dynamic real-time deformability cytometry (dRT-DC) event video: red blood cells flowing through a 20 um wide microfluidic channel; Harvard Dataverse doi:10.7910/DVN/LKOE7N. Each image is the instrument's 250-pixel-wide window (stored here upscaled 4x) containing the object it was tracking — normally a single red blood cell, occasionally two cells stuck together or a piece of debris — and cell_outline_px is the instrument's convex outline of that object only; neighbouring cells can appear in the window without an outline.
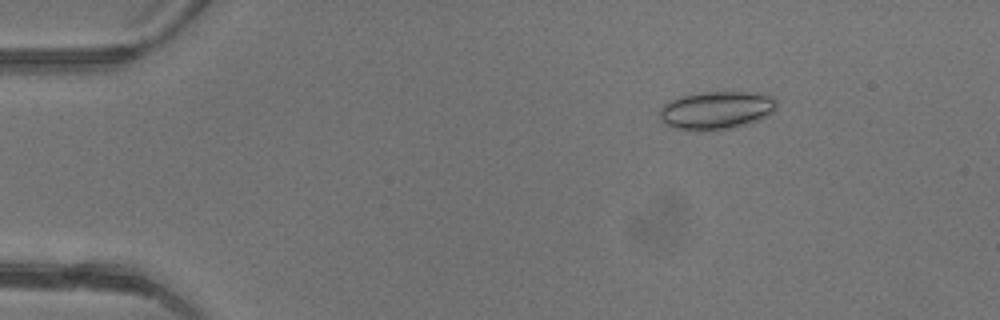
{"species": "common noctule bat (a hibernating species)", "species_latin": "Nyctalus noctula", "temperature_condition": "warm", "stored_images_in_passage": 48, "camera_frame_rate_fps": 3000, "um_per_image_px": 0.085, "animal": {"sex": "female"}, "frame": {"image": 1, "passage_image": 8, "time_ms": 2.333, "image_size_px": [1000, 320], "cell_outline_px": [[776, 108], [772, 112], [756, 120], [744, 124], [728, 128], [704, 132], [696, 132], [672, 128], [664, 124], [660, 120], [660, 108], [668, 100], [680, 96], [700, 92], [744, 92], [772, 96], [776, 100]], "centroid_in_image_um": [60.79, 9.39], "position_along_channel_um": 24.2, "area_um2": 26.07}}
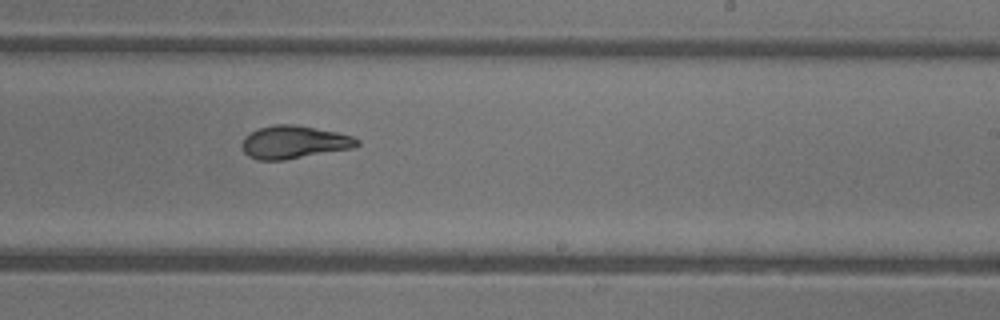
{"frame": {"image": 2, "passage_image": 30, "time_ms": 9.667, "image_size_px": [1000, 320], "cell_outline_px": [[360, 144], [356, 148], [284, 160], [260, 160], [248, 156], [244, 152], [244, 136], [260, 128], [276, 124], [296, 124], [336, 132], [352, 136], [360, 140]], "centroid_in_image_um": [25.06, 12.09], "position_along_channel_um": 263.9, "area_um2": 22.02}}
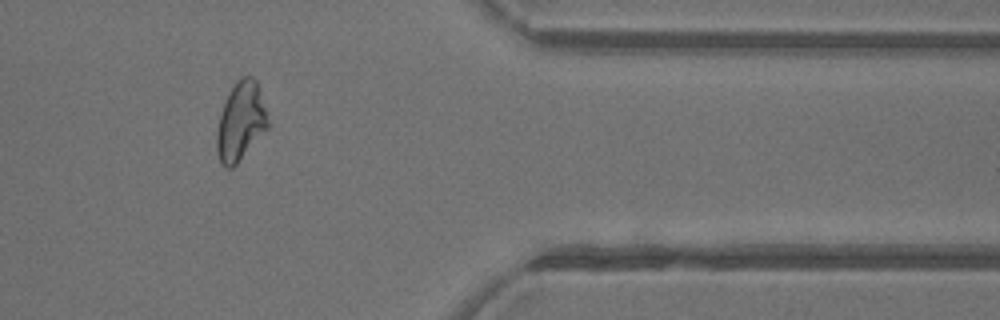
{"frame": {"image": 3, "passage_image": 40, "time_ms": 13.0, "image_size_px": [1000, 320], "cell_outline_px": [[268, 128], [236, 164], [232, 168], [224, 168], [220, 160], [216, 148], [216, 132], [220, 112], [228, 92], [236, 80], [240, 76], [252, 76], [256, 80], [264, 108], [268, 124]], "centroid_in_image_um": [20.41, 10.31], "position_along_channel_um": 391.0, "area_um2": 23.18}, "authors_computed_cell_mechanics": {"area_um2": 23.1778, "velocity_mm_per_s": 4.4008, "shape_relaxation_time_tau1_ms": 5.3419, "shape_relaxation_time_tau2_ms": 1.2361, "deformation_change_tau1": 0.2043, "deformation_change_tau2": 0.0837}}